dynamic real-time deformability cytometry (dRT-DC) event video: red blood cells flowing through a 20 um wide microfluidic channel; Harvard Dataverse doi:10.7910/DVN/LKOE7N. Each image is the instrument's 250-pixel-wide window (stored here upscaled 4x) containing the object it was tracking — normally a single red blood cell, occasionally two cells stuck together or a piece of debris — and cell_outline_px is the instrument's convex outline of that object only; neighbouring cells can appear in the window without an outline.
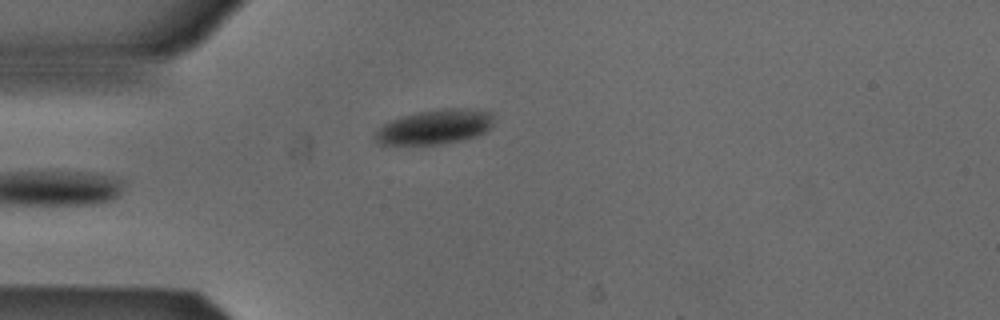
{"species": "Egyptian fruit bat (a non-hibernating species)", "species_latin": "Rousettus aegyptiacus", "temperature_condition": "cold", "stored_images_in_passage": 5, "camera_frame_rate_fps": 3000, "um_per_image_px": 0.085, "animal": {"sex": "male"}, "frame": {"image": 1, "passage_image": 5, "time_ms": 1.333, "image_size_px": [1000, 320], "cell_outline_px": [[496, 112], [492, 124], [484, 132], [476, 136], [444, 144], [380, 144], [376, 140], [376, 132], [388, 120], [400, 116], [416, 112], [436, 108], [468, 108]], "centroid_in_image_um": [37.0, 10.75], "position_along_channel_um": 48.0, "area_um2": 24.16}}